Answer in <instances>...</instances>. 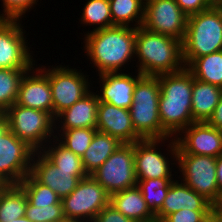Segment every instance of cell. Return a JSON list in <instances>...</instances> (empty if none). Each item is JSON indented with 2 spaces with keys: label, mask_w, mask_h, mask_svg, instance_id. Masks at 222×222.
Segmentation results:
<instances>
[{
  "label": "cell",
  "mask_w": 222,
  "mask_h": 222,
  "mask_svg": "<svg viewBox=\"0 0 222 222\" xmlns=\"http://www.w3.org/2000/svg\"><path fill=\"white\" fill-rule=\"evenodd\" d=\"M135 38L136 28L131 26L92 30L85 34L83 50L99 75L116 73L135 57Z\"/></svg>",
  "instance_id": "6da1fadb"
},
{
  "label": "cell",
  "mask_w": 222,
  "mask_h": 222,
  "mask_svg": "<svg viewBox=\"0 0 222 222\" xmlns=\"http://www.w3.org/2000/svg\"><path fill=\"white\" fill-rule=\"evenodd\" d=\"M160 83L159 116L162 128L171 136H178L195 122L192 118L193 75L184 67L174 73L157 75Z\"/></svg>",
  "instance_id": "7a4b0ae2"
},
{
  "label": "cell",
  "mask_w": 222,
  "mask_h": 222,
  "mask_svg": "<svg viewBox=\"0 0 222 222\" xmlns=\"http://www.w3.org/2000/svg\"><path fill=\"white\" fill-rule=\"evenodd\" d=\"M135 56L139 62L137 71L142 75L174 73L185 67L181 40L142 26L136 28Z\"/></svg>",
  "instance_id": "3957f363"
},
{
  "label": "cell",
  "mask_w": 222,
  "mask_h": 222,
  "mask_svg": "<svg viewBox=\"0 0 222 222\" xmlns=\"http://www.w3.org/2000/svg\"><path fill=\"white\" fill-rule=\"evenodd\" d=\"M222 50V5L188 16L182 57L187 67L194 59Z\"/></svg>",
  "instance_id": "277c9868"
},
{
  "label": "cell",
  "mask_w": 222,
  "mask_h": 222,
  "mask_svg": "<svg viewBox=\"0 0 222 222\" xmlns=\"http://www.w3.org/2000/svg\"><path fill=\"white\" fill-rule=\"evenodd\" d=\"M160 83L158 76L143 75L136 83L130 114L135 131L143 139L171 136L162 128L159 116Z\"/></svg>",
  "instance_id": "5b68a950"
},
{
  "label": "cell",
  "mask_w": 222,
  "mask_h": 222,
  "mask_svg": "<svg viewBox=\"0 0 222 222\" xmlns=\"http://www.w3.org/2000/svg\"><path fill=\"white\" fill-rule=\"evenodd\" d=\"M169 142V155L175 159L182 172V181L197 194L213 203L222 192L218 188L216 176V157L194 154H177V142L173 137ZM173 155V156H172ZM178 161V162H177Z\"/></svg>",
  "instance_id": "8992f818"
},
{
  "label": "cell",
  "mask_w": 222,
  "mask_h": 222,
  "mask_svg": "<svg viewBox=\"0 0 222 222\" xmlns=\"http://www.w3.org/2000/svg\"><path fill=\"white\" fill-rule=\"evenodd\" d=\"M35 150L9 130L4 112H0V180L18 185L31 171Z\"/></svg>",
  "instance_id": "52a82bcc"
},
{
  "label": "cell",
  "mask_w": 222,
  "mask_h": 222,
  "mask_svg": "<svg viewBox=\"0 0 222 222\" xmlns=\"http://www.w3.org/2000/svg\"><path fill=\"white\" fill-rule=\"evenodd\" d=\"M4 113L9 123V130L36 152L44 149L46 144H52L50 141L55 138L54 132H56L55 119L49 113L16 103ZM51 136L53 138L50 140Z\"/></svg>",
  "instance_id": "ba28073f"
},
{
  "label": "cell",
  "mask_w": 222,
  "mask_h": 222,
  "mask_svg": "<svg viewBox=\"0 0 222 222\" xmlns=\"http://www.w3.org/2000/svg\"><path fill=\"white\" fill-rule=\"evenodd\" d=\"M65 218L93 222L110 204V194L91 175L82 178L73 192L62 200Z\"/></svg>",
  "instance_id": "9c48e42d"
},
{
  "label": "cell",
  "mask_w": 222,
  "mask_h": 222,
  "mask_svg": "<svg viewBox=\"0 0 222 222\" xmlns=\"http://www.w3.org/2000/svg\"><path fill=\"white\" fill-rule=\"evenodd\" d=\"M40 69L48 76L52 100H53V118L63 110L71 107L77 101L81 100L91 90L87 75L71 69L70 67L58 65L50 69L44 66ZM70 68V69H69Z\"/></svg>",
  "instance_id": "30bf717a"
},
{
  "label": "cell",
  "mask_w": 222,
  "mask_h": 222,
  "mask_svg": "<svg viewBox=\"0 0 222 222\" xmlns=\"http://www.w3.org/2000/svg\"><path fill=\"white\" fill-rule=\"evenodd\" d=\"M91 176L110 195L137 186L134 143H122Z\"/></svg>",
  "instance_id": "8fae6325"
},
{
  "label": "cell",
  "mask_w": 222,
  "mask_h": 222,
  "mask_svg": "<svg viewBox=\"0 0 222 222\" xmlns=\"http://www.w3.org/2000/svg\"><path fill=\"white\" fill-rule=\"evenodd\" d=\"M188 16L175 0H145L142 27L183 41Z\"/></svg>",
  "instance_id": "7c38bea8"
},
{
  "label": "cell",
  "mask_w": 222,
  "mask_h": 222,
  "mask_svg": "<svg viewBox=\"0 0 222 222\" xmlns=\"http://www.w3.org/2000/svg\"><path fill=\"white\" fill-rule=\"evenodd\" d=\"M19 22V19H0V68L31 69L35 66Z\"/></svg>",
  "instance_id": "4fadbf2b"
},
{
  "label": "cell",
  "mask_w": 222,
  "mask_h": 222,
  "mask_svg": "<svg viewBox=\"0 0 222 222\" xmlns=\"http://www.w3.org/2000/svg\"><path fill=\"white\" fill-rule=\"evenodd\" d=\"M178 136L175 137L178 145L177 154L205 155L216 158L222 155V131L208 122H193Z\"/></svg>",
  "instance_id": "5bb4252c"
},
{
  "label": "cell",
  "mask_w": 222,
  "mask_h": 222,
  "mask_svg": "<svg viewBox=\"0 0 222 222\" xmlns=\"http://www.w3.org/2000/svg\"><path fill=\"white\" fill-rule=\"evenodd\" d=\"M30 174L53 190L61 200L73 192L82 178L88 176L86 171L59 170L40 151L33 155Z\"/></svg>",
  "instance_id": "9a60e30c"
},
{
  "label": "cell",
  "mask_w": 222,
  "mask_h": 222,
  "mask_svg": "<svg viewBox=\"0 0 222 222\" xmlns=\"http://www.w3.org/2000/svg\"><path fill=\"white\" fill-rule=\"evenodd\" d=\"M169 139L171 137L142 139L134 143V166L137 179L173 178L168 156H164L160 150L157 151L158 145Z\"/></svg>",
  "instance_id": "2e32d148"
},
{
  "label": "cell",
  "mask_w": 222,
  "mask_h": 222,
  "mask_svg": "<svg viewBox=\"0 0 222 222\" xmlns=\"http://www.w3.org/2000/svg\"><path fill=\"white\" fill-rule=\"evenodd\" d=\"M16 104L45 111L53 117V100L49 78L39 67L36 69L32 67L25 72L20 81Z\"/></svg>",
  "instance_id": "e0dca14e"
},
{
  "label": "cell",
  "mask_w": 222,
  "mask_h": 222,
  "mask_svg": "<svg viewBox=\"0 0 222 222\" xmlns=\"http://www.w3.org/2000/svg\"><path fill=\"white\" fill-rule=\"evenodd\" d=\"M96 129L117 138L121 143H135L143 138L135 131L130 110L99 101Z\"/></svg>",
  "instance_id": "ac0fdd59"
},
{
  "label": "cell",
  "mask_w": 222,
  "mask_h": 222,
  "mask_svg": "<svg viewBox=\"0 0 222 222\" xmlns=\"http://www.w3.org/2000/svg\"><path fill=\"white\" fill-rule=\"evenodd\" d=\"M142 76L139 72L136 76L122 72L99 75V82L102 84H100V94L97 93L99 101L130 109L136 83Z\"/></svg>",
  "instance_id": "d6986e66"
},
{
  "label": "cell",
  "mask_w": 222,
  "mask_h": 222,
  "mask_svg": "<svg viewBox=\"0 0 222 222\" xmlns=\"http://www.w3.org/2000/svg\"><path fill=\"white\" fill-rule=\"evenodd\" d=\"M212 203L204 196L197 194L184 182L173 180L162 208L155 214L157 222H162L168 215L181 209L211 210Z\"/></svg>",
  "instance_id": "ffe728a7"
},
{
  "label": "cell",
  "mask_w": 222,
  "mask_h": 222,
  "mask_svg": "<svg viewBox=\"0 0 222 222\" xmlns=\"http://www.w3.org/2000/svg\"><path fill=\"white\" fill-rule=\"evenodd\" d=\"M98 104L99 99L97 94L90 91L81 100L63 110L55 117V128H61L60 130L96 128ZM56 123L57 125L60 124L57 126Z\"/></svg>",
  "instance_id": "44dd1931"
},
{
  "label": "cell",
  "mask_w": 222,
  "mask_h": 222,
  "mask_svg": "<svg viewBox=\"0 0 222 222\" xmlns=\"http://www.w3.org/2000/svg\"><path fill=\"white\" fill-rule=\"evenodd\" d=\"M110 204L136 222H157L137 186L111 194Z\"/></svg>",
  "instance_id": "7402d4cb"
},
{
  "label": "cell",
  "mask_w": 222,
  "mask_h": 222,
  "mask_svg": "<svg viewBox=\"0 0 222 222\" xmlns=\"http://www.w3.org/2000/svg\"><path fill=\"white\" fill-rule=\"evenodd\" d=\"M222 88L193 78L192 118L195 122H207L216 108Z\"/></svg>",
  "instance_id": "603a6c76"
},
{
  "label": "cell",
  "mask_w": 222,
  "mask_h": 222,
  "mask_svg": "<svg viewBox=\"0 0 222 222\" xmlns=\"http://www.w3.org/2000/svg\"><path fill=\"white\" fill-rule=\"evenodd\" d=\"M121 144L117 138L97 131L81 157L86 173L91 175L96 171Z\"/></svg>",
  "instance_id": "cb8c5ba5"
},
{
  "label": "cell",
  "mask_w": 222,
  "mask_h": 222,
  "mask_svg": "<svg viewBox=\"0 0 222 222\" xmlns=\"http://www.w3.org/2000/svg\"><path fill=\"white\" fill-rule=\"evenodd\" d=\"M27 203V195L19 185H5L0 190V222L24 217Z\"/></svg>",
  "instance_id": "d4e9b609"
},
{
  "label": "cell",
  "mask_w": 222,
  "mask_h": 222,
  "mask_svg": "<svg viewBox=\"0 0 222 222\" xmlns=\"http://www.w3.org/2000/svg\"><path fill=\"white\" fill-rule=\"evenodd\" d=\"M186 68L193 78L222 88V50L196 58Z\"/></svg>",
  "instance_id": "484cf974"
},
{
  "label": "cell",
  "mask_w": 222,
  "mask_h": 222,
  "mask_svg": "<svg viewBox=\"0 0 222 222\" xmlns=\"http://www.w3.org/2000/svg\"><path fill=\"white\" fill-rule=\"evenodd\" d=\"M112 27L132 26L141 27L144 20L145 0H109ZM132 23L131 25H129Z\"/></svg>",
  "instance_id": "4316f807"
},
{
  "label": "cell",
  "mask_w": 222,
  "mask_h": 222,
  "mask_svg": "<svg viewBox=\"0 0 222 222\" xmlns=\"http://www.w3.org/2000/svg\"><path fill=\"white\" fill-rule=\"evenodd\" d=\"M147 207L155 215L161 208L173 178L137 179Z\"/></svg>",
  "instance_id": "83f0119b"
},
{
  "label": "cell",
  "mask_w": 222,
  "mask_h": 222,
  "mask_svg": "<svg viewBox=\"0 0 222 222\" xmlns=\"http://www.w3.org/2000/svg\"><path fill=\"white\" fill-rule=\"evenodd\" d=\"M40 152L59 170L85 171L81 157L64 147L56 137L53 140V145H49V147L45 145Z\"/></svg>",
  "instance_id": "f1b7e54d"
},
{
  "label": "cell",
  "mask_w": 222,
  "mask_h": 222,
  "mask_svg": "<svg viewBox=\"0 0 222 222\" xmlns=\"http://www.w3.org/2000/svg\"><path fill=\"white\" fill-rule=\"evenodd\" d=\"M28 70L0 68V112L16 103L20 81Z\"/></svg>",
  "instance_id": "f546056e"
},
{
  "label": "cell",
  "mask_w": 222,
  "mask_h": 222,
  "mask_svg": "<svg viewBox=\"0 0 222 222\" xmlns=\"http://www.w3.org/2000/svg\"><path fill=\"white\" fill-rule=\"evenodd\" d=\"M80 21L86 24V26L96 25V28L93 30L112 27L109 0H88L84 5Z\"/></svg>",
  "instance_id": "4dcf8cb0"
},
{
  "label": "cell",
  "mask_w": 222,
  "mask_h": 222,
  "mask_svg": "<svg viewBox=\"0 0 222 222\" xmlns=\"http://www.w3.org/2000/svg\"><path fill=\"white\" fill-rule=\"evenodd\" d=\"M18 185L26 193L28 202L35 207L61 202V198L53 190L39 183L31 174H28Z\"/></svg>",
  "instance_id": "1f68e13d"
},
{
  "label": "cell",
  "mask_w": 222,
  "mask_h": 222,
  "mask_svg": "<svg viewBox=\"0 0 222 222\" xmlns=\"http://www.w3.org/2000/svg\"><path fill=\"white\" fill-rule=\"evenodd\" d=\"M59 136L55 135L56 139L67 149L71 150L74 154L82 157L92 142L95 133L98 131L96 128H73L70 130H57ZM62 131V132H61ZM60 137V138H59Z\"/></svg>",
  "instance_id": "d6a6232c"
},
{
  "label": "cell",
  "mask_w": 222,
  "mask_h": 222,
  "mask_svg": "<svg viewBox=\"0 0 222 222\" xmlns=\"http://www.w3.org/2000/svg\"><path fill=\"white\" fill-rule=\"evenodd\" d=\"M25 216L32 222H59L65 218L62 201L58 204L39 207L28 202Z\"/></svg>",
  "instance_id": "836d02e7"
},
{
  "label": "cell",
  "mask_w": 222,
  "mask_h": 222,
  "mask_svg": "<svg viewBox=\"0 0 222 222\" xmlns=\"http://www.w3.org/2000/svg\"><path fill=\"white\" fill-rule=\"evenodd\" d=\"M3 13L0 14V19H19L25 15L28 10L36 5L38 0H2Z\"/></svg>",
  "instance_id": "e575fe53"
},
{
  "label": "cell",
  "mask_w": 222,
  "mask_h": 222,
  "mask_svg": "<svg viewBox=\"0 0 222 222\" xmlns=\"http://www.w3.org/2000/svg\"><path fill=\"white\" fill-rule=\"evenodd\" d=\"M211 210H189L181 209L168 215L162 222H203Z\"/></svg>",
  "instance_id": "d590c367"
},
{
  "label": "cell",
  "mask_w": 222,
  "mask_h": 222,
  "mask_svg": "<svg viewBox=\"0 0 222 222\" xmlns=\"http://www.w3.org/2000/svg\"><path fill=\"white\" fill-rule=\"evenodd\" d=\"M93 222H136L117 211L111 204L104 207L95 217Z\"/></svg>",
  "instance_id": "8d00e7d4"
},
{
  "label": "cell",
  "mask_w": 222,
  "mask_h": 222,
  "mask_svg": "<svg viewBox=\"0 0 222 222\" xmlns=\"http://www.w3.org/2000/svg\"><path fill=\"white\" fill-rule=\"evenodd\" d=\"M175 1L187 16L207 10L213 5L209 0H175Z\"/></svg>",
  "instance_id": "74e56055"
},
{
  "label": "cell",
  "mask_w": 222,
  "mask_h": 222,
  "mask_svg": "<svg viewBox=\"0 0 222 222\" xmlns=\"http://www.w3.org/2000/svg\"><path fill=\"white\" fill-rule=\"evenodd\" d=\"M207 122L216 129L222 131V94L212 116Z\"/></svg>",
  "instance_id": "f35d334b"
},
{
  "label": "cell",
  "mask_w": 222,
  "mask_h": 222,
  "mask_svg": "<svg viewBox=\"0 0 222 222\" xmlns=\"http://www.w3.org/2000/svg\"><path fill=\"white\" fill-rule=\"evenodd\" d=\"M211 213L219 222H222V195L212 203Z\"/></svg>",
  "instance_id": "ab89813d"
},
{
  "label": "cell",
  "mask_w": 222,
  "mask_h": 222,
  "mask_svg": "<svg viewBox=\"0 0 222 222\" xmlns=\"http://www.w3.org/2000/svg\"><path fill=\"white\" fill-rule=\"evenodd\" d=\"M216 176L219 190L222 192V155L216 160Z\"/></svg>",
  "instance_id": "60d3db41"
},
{
  "label": "cell",
  "mask_w": 222,
  "mask_h": 222,
  "mask_svg": "<svg viewBox=\"0 0 222 222\" xmlns=\"http://www.w3.org/2000/svg\"><path fill=\"white\" fill-rule=\"evenodd\" d=\"M203 222H219L211 213Z\"/></svg>",
  "instance_id": "b9f144b4"
},
{
  "label": "cell",
  "mask_w": 222,
  "mask_h": 222,
  "mask_svg": "<svg viewBox=\"0 0 222 222\" xmlns=\"http://www.w3.org/2000/svg\"><path fill=\"white\" fill-rule=\"evenodd\" d=\"M12 222H32L26 216L13 220Z\"/></svg>",
  "instance_id": "7bdbcfd3"
},
{
  "label": "cell",
  "mask_w": 222,
  "mask_h": 222,
  "mask_svg": "<svg viewBox=\"0 0 222 222\" xmlns=\"http://www.w3.org/2000/svg\"><path fill=\"white\" fill-rule=\"evenodd\" d=\"M59 222H83L77 219H69V218H64L63 220H60Z\"/></svg>",
  "instance_id": "ee69618b"
},
{
  "label": "cell",
  "mask_w": 222,
  "mask_h": 222,
  "mask_svg": "<svg viewBox=\"0 0 222 222\" xmlns=\"http://www.w3.org/2000/svg\"><path fill=\"white\" fill-rule=\"evenodd\" d=\"M213 5H222V0H209Z\"/></svg>",
  "instance_id": "f6af8a7d"
},
{
  "label": "cell",
  "mask_w": 222,
  "mask_h": 222,
  "mask_svg": "<svg viewBox=\"0 0 222 222\" xmlns=\"http://www.w3.org/2000/svg\"><path fill=\"white\" fill-rule=\"evenodd\" d=\"M5 185L1 182L0 180V190L4 187Z\"/></svg>",
  "instance_id": "bcb514c9"
}]
</instances>
